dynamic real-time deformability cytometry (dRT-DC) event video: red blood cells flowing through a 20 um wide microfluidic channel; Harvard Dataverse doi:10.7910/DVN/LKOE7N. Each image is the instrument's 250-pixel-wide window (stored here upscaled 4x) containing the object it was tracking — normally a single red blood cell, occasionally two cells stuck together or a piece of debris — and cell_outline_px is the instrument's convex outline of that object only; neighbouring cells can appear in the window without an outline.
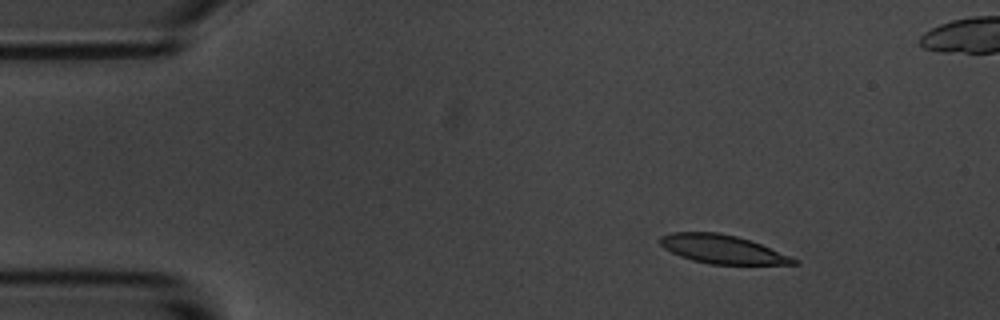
{"species": "common noctule bat (a hibernating species)", "species_latin": "Nyctalus noctula", "temperature_condition": "room temperature", "stored_images_in_passage": 4, "camera_frame_rate_fps": 3000, "um_per_image_px": 0.085, "animal": {"sex": "male", "body_mass_g": 20.1, "forearm_length_mm": 53.5}, "frame": {"image": 1, "passage_image": 1, "time_ms": 0.0, "image_size_px": [1000, 320], "cell_outline_px": [[800, 264], [708, 264], [692, 260], [680, 256], [664, 248], [660, 244], [660, 236], [672, 232], [716, 232], [736, 236], [760, 244], [792, 256], [800, 260]], "centroid_in_image_um": [61.41, 21.19], "position_along_channel_um": 23.6, "area_um2": 22.2}}